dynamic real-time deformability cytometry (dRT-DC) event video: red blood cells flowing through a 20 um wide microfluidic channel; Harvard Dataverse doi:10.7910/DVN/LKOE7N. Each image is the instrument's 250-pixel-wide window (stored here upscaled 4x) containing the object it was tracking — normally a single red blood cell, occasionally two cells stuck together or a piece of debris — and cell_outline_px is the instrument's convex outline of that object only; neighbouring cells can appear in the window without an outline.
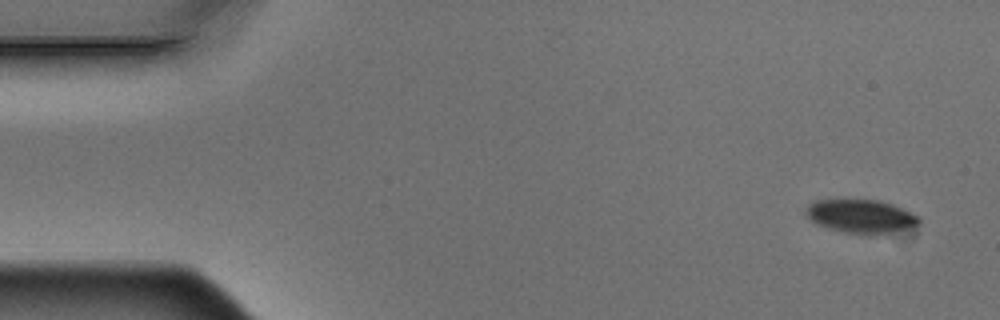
{"species": "Egyptian fruit bat (a non-hibernating species)", "species_latin": "Rousettus aegyptiacus", "temperature_condition": "warm", "stored_images_in_passage": 4, "camera_frame_rate_fps": 3000, "um_per_image_px": 0.085, "animal": {"sex": "male"}, "frame": {"image": 1, "passage_image": 1, "time_ms": 0.0, "image_size_px": [1000, 320], "cell_outline_px": [[920, 224], [916, 228], [876, 236], [872, 236], [840, 232], [816, 224], [804, 212], [804, 208], [812, 200], [880, 200], [892, 204], [920, 216]], "centroid_in_image_um": [73.22, 18.42], "position_along_channel_um": 11.8, "area_um2": 22.89}}
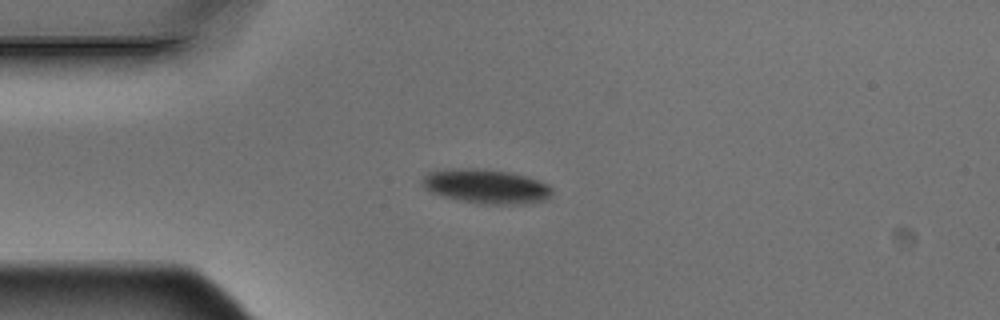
{"frame": {"image": 2, "passage_image": 4, "time_ms": 1.0, "image_size_px": [1000, 320], "cell_outline_px": [[552, 196], [548, 200], [528, 204], [480, 204], [440, 196], [424, 188], [420, 184], [420, 180], [428, 172], [452, 168], [476, 168], [508, 172], [524, 176], [548, 184], [552, 188]], "centroid_in_image_um": [41.31, 15.85], "position_along_channel_um": 43.7, "area_um2": 26.24}}